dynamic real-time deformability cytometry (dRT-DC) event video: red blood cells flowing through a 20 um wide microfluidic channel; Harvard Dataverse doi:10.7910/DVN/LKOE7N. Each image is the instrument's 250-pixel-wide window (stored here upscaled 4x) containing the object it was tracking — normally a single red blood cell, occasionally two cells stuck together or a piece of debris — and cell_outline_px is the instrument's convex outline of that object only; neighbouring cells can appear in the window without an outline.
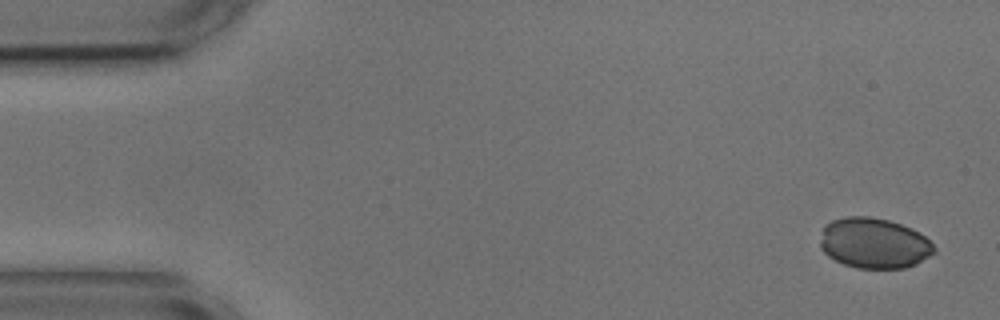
{"species": "common noctule bat (a hibernating species)", "species_latin": "Nyctalus noctula", "temperature_condition": "cold", "stored_images_in_passage": 5, "camera_frame_rate_fps": 3000, "um_per_image_px": 0.085, "animal": {"sex": "male", "body_mass_g": 17.9, "forearm_length_mm": 54.2}, "frame": {"image": 1, "passage_image": 1, "time_ms": 0.0, "image_size_px": [1000, 320], "cell_outline_px": [[936, 252], [916, 264], [904, 268], [856, 268], [844, 264], [828, 256], [820, 248], [820, 240], [824, 224], [832, 220], [844, 216], [868, 216], [888, 220], [912, 228], [920, 232], [936, 248]], "centroid_in_image_um": [74.28, 20.66], "position_along_channel_um": 10.7, "area_um2": 33.7}}